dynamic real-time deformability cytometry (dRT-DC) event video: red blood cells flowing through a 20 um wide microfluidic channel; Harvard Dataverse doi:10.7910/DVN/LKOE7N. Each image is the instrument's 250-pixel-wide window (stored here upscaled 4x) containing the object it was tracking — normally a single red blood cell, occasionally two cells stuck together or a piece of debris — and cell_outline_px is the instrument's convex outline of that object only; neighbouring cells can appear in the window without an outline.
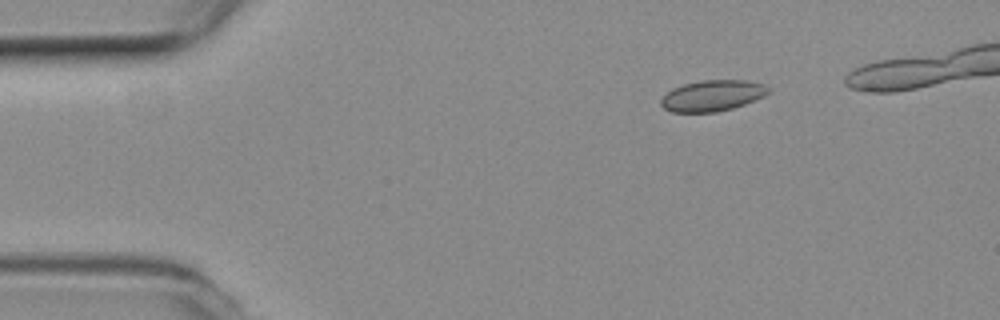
{"species": "common noctule bat (a hibernating species)", "species_latin": "Nyctalus noctula", "temperature_condition": "room temperature", "stored_images_in_passage": 40, "camera_frame_rate_fps": 3000, "um_per_image_px": 0.085, "animal": {"sex": "female", "body_mass_g": 19.3, "forearm_length_mm": 54.1}, "frame": {"image": 1, "passage_image": 1, "time_ms": 0.0, "image_size_px": [1000, 320], "cell_outline_px": [[768, 92], [764, 96], [744, 104], [732, 108], [716, 112], [672, 112], [664, 108], [660, 104], [660, 100], [672, 88], [684, 84], [700, 80], [748, 80], [764, 84], [768, 88]], "centroid_in_image_um": [60.54, 8.12], "position_along_channel_um": 24.5, "area_um2": 19.31}}
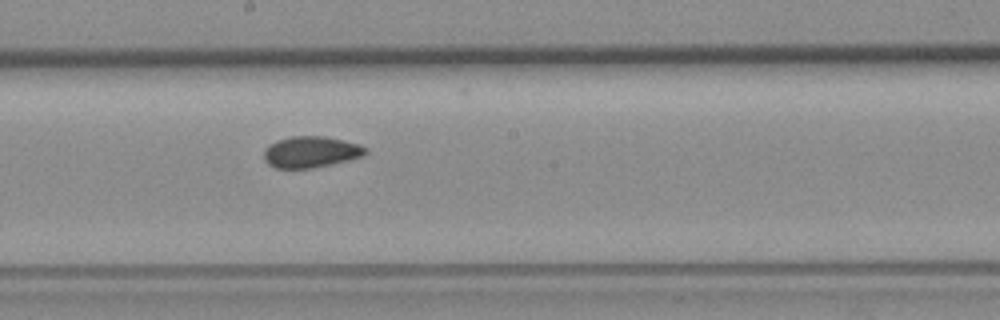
{"frame": {"image": 2, "passage_image": 22, "time_ms": 7.0, "image_size_px": [1000, 320], "cell_outline_px": [[368, 152], [364, 156], [348, 160], [312, 168], [276, 168], [268, 164], [264, 160], [264, 148], [276, 140], [292, 136], [324, 136], [360, 144], [368, 148]], "centroid_in_image_um": [26.43, 12.91], "position_along_channel_um": 221.8, "area_um2": 18.61}}
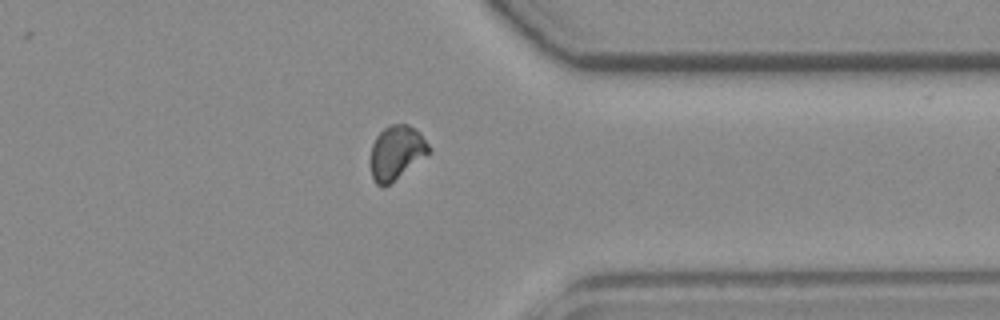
{"frame": {"image": 3, "passage_image": 35, "time_ms": 11.333, "image_size_px": [1000, 320], "cell_outline_px": [[432, 152], [384, 188], [376, 184], [372, 176], [372, 144], [376, 136], [384, 128], [392, 124], [408, 124], [416, 128], [420, 132], [432, 148]], "centroid_in_image_um": [33.75, 12.95], "position_along_channel_um": 377.7, "area_um2": 18.44}}